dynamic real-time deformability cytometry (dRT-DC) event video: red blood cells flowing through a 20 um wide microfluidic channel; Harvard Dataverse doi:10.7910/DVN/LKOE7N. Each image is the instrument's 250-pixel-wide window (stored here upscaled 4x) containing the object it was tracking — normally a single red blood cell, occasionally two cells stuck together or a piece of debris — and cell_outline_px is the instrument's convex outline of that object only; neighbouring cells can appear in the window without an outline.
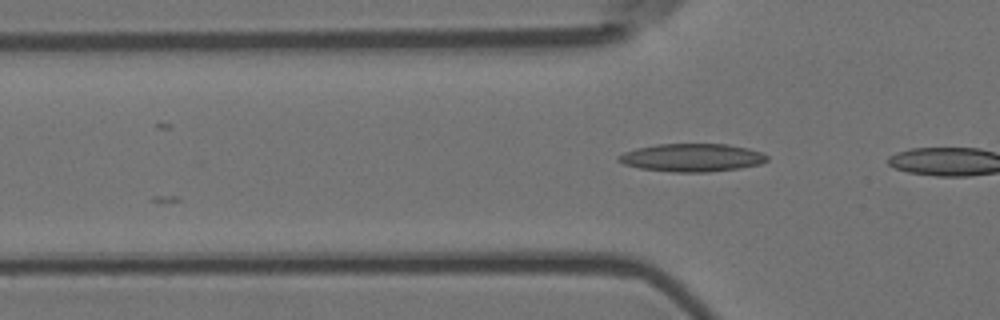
{"species": "Egyptian fruit bat (a non-hibernating species)", "species_latin": "Rousettus aegyptiacus", "temperature_condition": "room temperature", "stored_images_in_passage": 5, "camera_frame_rate_fps": 3000, "um_per_image_px": 0.085, "animal": {"sex": "female"}, "frame": {"image": 1, "passage_image": 5, "time_ms": 1.333, "image_size_px": [1000, 320], "cell_outline_px": [[768, 160], [760, 164], [740, 168], [708, 172], [672, 172], [640, 168], [624, 164], [616, 160], [616, 156], [624, 152], [636, 148], [656, 144], [728, 144], [748, 148], [764, 152], [768, 156]], "centroid_in_image_um": [58.82, 13.39], "position_along_channel_um": 67.0, "area_um2": 24.45}}